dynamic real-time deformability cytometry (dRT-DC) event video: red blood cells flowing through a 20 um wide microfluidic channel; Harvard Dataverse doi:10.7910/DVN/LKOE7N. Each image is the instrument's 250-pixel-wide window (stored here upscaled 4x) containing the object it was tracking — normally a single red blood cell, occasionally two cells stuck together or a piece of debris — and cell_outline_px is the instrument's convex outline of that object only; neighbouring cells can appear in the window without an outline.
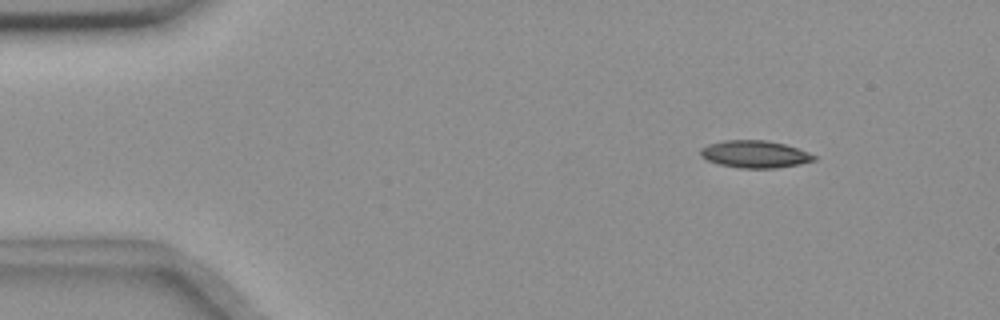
{"species": "common noctule bat (a hibernating species)", "species_latin": "Nyctalus noctula", "temperature_condition": "room temperature", "stored_images_in_passage": 50, "camera_frame_rate_fps": 3000, "um_per_image_px": 0.085, "animal": {"sex": "female", "body_mass_g": 18.4}, "frame": {"image": 1, "passage_image": 2, "time_ms": 0.333, "image_size_px": [1000, 320], "cell_outline_px": [[816, 160], [800, 164], [776, 168], [740, 168], [720, 164], [708, 160], [700, 156], [700, 148], [708, 144], [724, 140], [768, 140], [784, 144], [808, 152], [816, 156]], "centroid_in_image_um": [64.16, 13.1], "position_along_channel_um": 20.8, "area_um2": 18.03}}
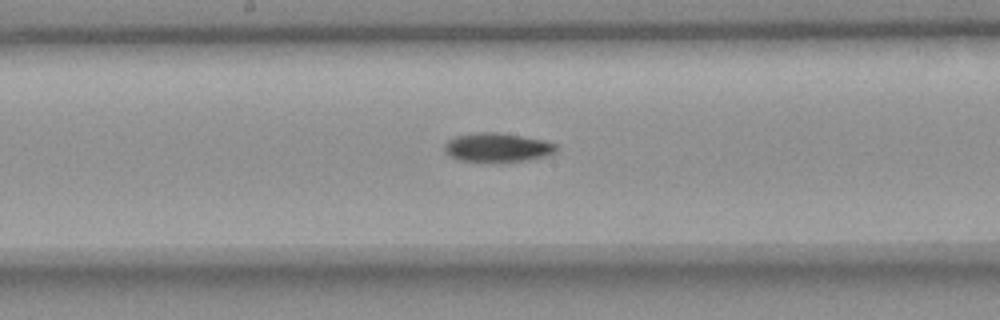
{"frame": {"image": 2, "passage_image": 24, "time_ms": 7.667, "image_size_px": [1000, 320], "cell_outline_px": [[560, 148], [556, 152], [548, 156], [528, 160], [504, 164], [500, 164], [460, 160], [448, 156], [444, 152], [444, 144], [448, 140], [456, 136], [476, 132], [496, 132], [544, 140], [556, 144]], "centroid_in_image_um": [42.29, 12.58], "position_along_channel_um": 205.9, "area_um2": 19.65}}
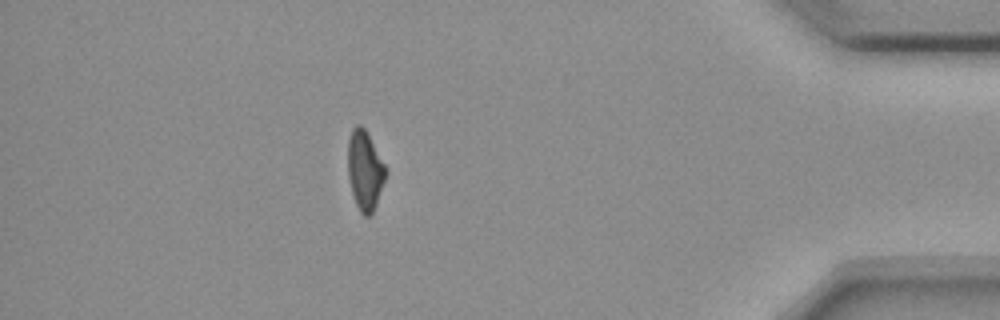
{"frame": {"image": 3, "passage_image": 44, "time_ms": 14.333, "image_size_px": [1000, 320], "cell_outline_px": [[388, 172], [376, 204], [372, 212], [368, 216], [364, 216], [360, 212], [356, 204], [352, 192], [348, 176], [348, 136], [352, 128], [356, 124], [360, 124], [364, 128], [384, 164]], "centroid_in_image_um": [31.0, 14.47], "position_along_channel_um": 404.2, "area_um2": 17.34}, "authors_computed_cell_mechanics": {"area_um2": 18.2937, "velocity_mm_per_s": 3.6585, "shape_relaxation_time_tau1_ms": 9.5356, "shape_relaxation_time_tau2_ms": null, "deformation_change_tau1": 0.1974, "deformation_change_tau2": null}}